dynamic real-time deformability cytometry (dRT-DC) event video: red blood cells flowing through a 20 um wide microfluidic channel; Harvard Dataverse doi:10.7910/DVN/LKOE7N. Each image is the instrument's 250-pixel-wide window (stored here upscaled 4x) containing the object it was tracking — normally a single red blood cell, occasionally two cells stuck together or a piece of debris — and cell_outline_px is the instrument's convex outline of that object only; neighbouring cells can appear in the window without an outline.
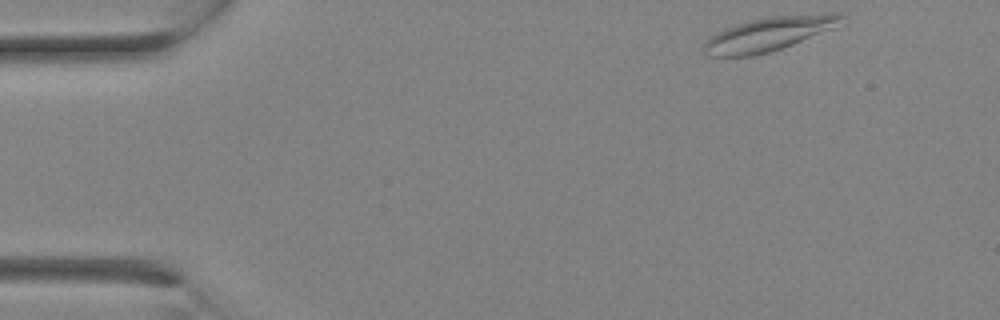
{"species": "Egyptian fruit bat (a non-hibernating species)", "species_latin": "Rousettus aegyptiacus", "temperature_condition": "room temperature", "stored_images_in_passage": 6, "camera_frame_rate_fps": 3000, "um_per_image_px": 0.085, "animal": {"sex": "female"}, "frame": {"image": 1, "passage_image": 1, "time_ms": 0.0, "image_size_px": [1000, 320], "cell_outline_px": [[848, 16], [836, 28], [792, 44], [768, 52], [752, 56], [708, 56], [700, 48], [712, 36], [736, 24], [752, 20], [772, 16], [828, 12], [840, 12]], "centroid_in_image_um": [65.47, 2.86], "position_along_channel_um": 19.5, "area_um2": 27.22}}